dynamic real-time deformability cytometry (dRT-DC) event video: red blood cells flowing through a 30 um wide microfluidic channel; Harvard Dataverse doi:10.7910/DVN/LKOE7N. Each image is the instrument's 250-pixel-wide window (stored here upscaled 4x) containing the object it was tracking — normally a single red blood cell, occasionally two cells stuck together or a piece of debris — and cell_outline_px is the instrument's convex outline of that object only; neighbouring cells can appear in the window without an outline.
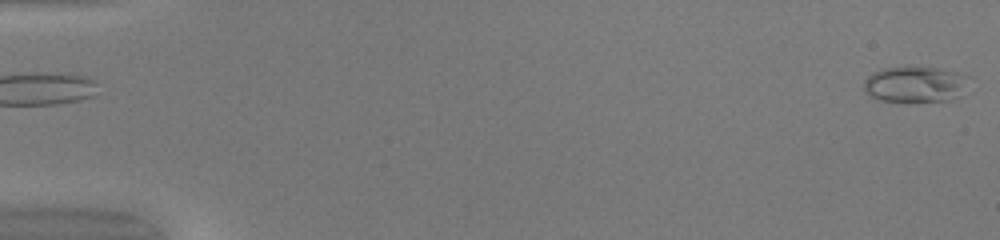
{"species": "common noctule bat (a hibernating species)", "species_latin": "Nyctalus noctula", "temperature_condition": "warm", "stored_images_in_passage": 50, "camera_frame_rate_fps": 3000, "um_per_image_px": 0.085, "animal": {"sex": "female", "body_mass_g": 20.0, "forearm_length_mm": 54.0}, "frame": {"image": 1, "passage_image": 1, "time_ms": 0.0, "image_size_px": [1000, 240], "cell_outline_px": [[972, 76], [960, 96], [952, 100], [908, 104], [880, 100], [872, 96], [864, 88], [864, 80], [872, 72], [884, 68], [904, 64], [936, 68], [956, 72]], "centroid_in_image_um": [77.81, 7.17], "position_along_channel_um": 7.2, "area_um2": 23.24}}
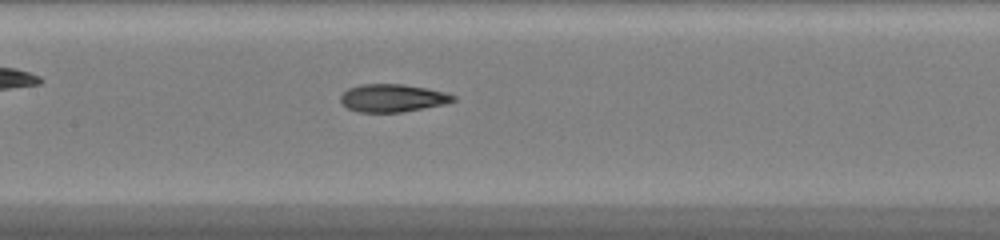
{"frame": {"image": 2, "passage_image": 25, "time_ms": 8.0, "image_size_px": [1000, 240], "cell_outline_px": [[456, 100], [448, 104], [400, 112], [360, 112], [348, 108], [340, 100], [340, 96], [348, 88], [360, 84], [404, 84], [428, 88], [444, 92], [456, 96]], "centroid_in_image_um": [33.4, 8.32], "position_along_channel_um": 174.0, "area_um2": 18.32}}
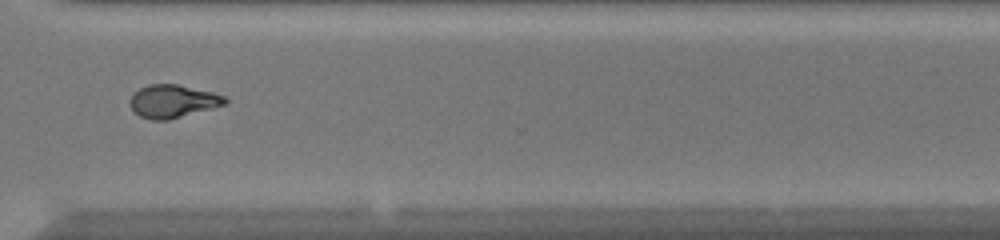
{"frame": {"image": 3, "passage_image": 38, "time_ms": 12.333, "image_size_px": [1000, 240], "cell_outline_px": [[228, 104], [168, 120], [152, 120], [140, 116], [128, 104], [128, 100], [140, 88], [148, 84], [176, 84], [212, 92], [228, 96]], "centroid_in_image_um": [14.72, 8.61], "position_along_channel_um": 355.9, "area_um2": 18.32}, "authors_computed_cell_mechanics": {"area_um2": 18.6983, "velocity_mm_per_s": 4.1968, "shape_relaxation_time_tau1_ms": null, "shape_relaxation_time_tau2_ms": 1.7666, "deformation_change_tau1": null, "deformation_change_tau2": 0.0635}}